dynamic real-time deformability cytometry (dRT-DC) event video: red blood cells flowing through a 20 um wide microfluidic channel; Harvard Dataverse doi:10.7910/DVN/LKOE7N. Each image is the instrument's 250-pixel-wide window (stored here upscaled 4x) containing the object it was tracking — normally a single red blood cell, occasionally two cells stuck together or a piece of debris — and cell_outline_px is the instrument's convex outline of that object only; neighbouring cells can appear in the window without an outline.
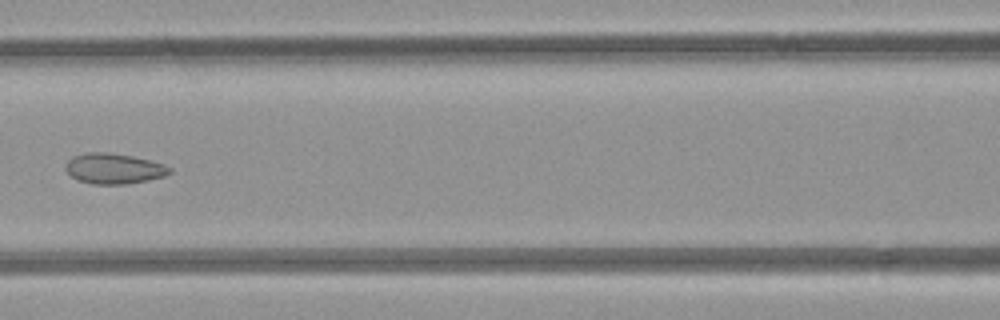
{"species": "common noctule bat (a hibernating species)", "species_latin": "Nyctalus noctula", "temperature_condition": "room temperature", "stored_images_in_passage": 7, "camera_frame_rate_fps": 3000, "um_per_image_px": 0.085, "animal": {"sex": "female", "body_mass_g": 21.9}, "frame": {"image": 1, "passage_image": 7, "time_ms": 6.667, "image_size_px": [1000, 320], "cell_outline_px": [[172, 172], [164, 176], [148, 180], [128, 184], [92, 184], [80, 180], [72, 176], [64, 168], [64, 164], [72, 156], [88, 152], [108, 152], [132, 156], [164, 164], [172, 168]], "centroid_in_image_um": [9.67, 14.32], "position_along_channel_um": 156.9, "area_um2": 18.5}}